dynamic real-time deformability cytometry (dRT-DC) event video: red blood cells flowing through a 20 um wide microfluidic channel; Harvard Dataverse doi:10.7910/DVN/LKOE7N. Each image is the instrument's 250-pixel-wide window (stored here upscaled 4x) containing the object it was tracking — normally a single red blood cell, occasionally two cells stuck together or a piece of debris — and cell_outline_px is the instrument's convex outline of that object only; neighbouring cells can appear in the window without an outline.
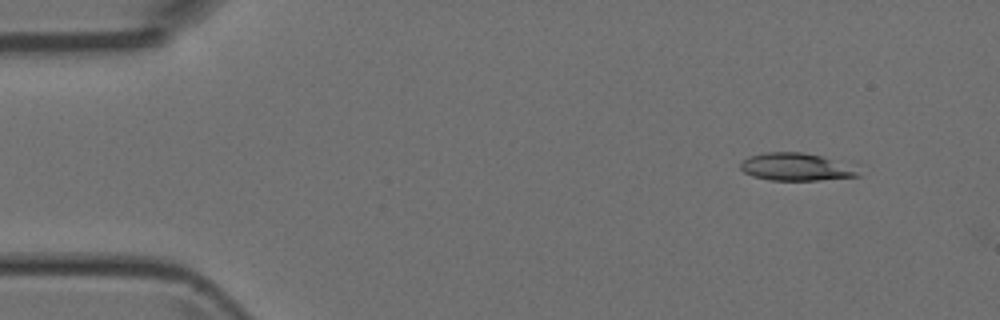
{"species": "Egyptian fruit bat (a non-hibernating species)", "species_latin": "Rousettus aegyptiacus", "temperature_condition": "room temperature", "stored_images_in_passage": 3, "camera_frame_rate_fps": 3000, "um_per_image_px": 0.085, "animal": {"sex": "female"}, "frame": {"image": 1, "passage_image": 1, "time_ms": 0.0, "image_size_px": [1000, 320], "cell_outline_px": [[860, 176], [820, 180], [768, 180], [752, 176], [744, 172], [740, 168], [740, 164], [748, 156], [764, 152], [800, 152], [820, 156], [832, 160], [856, 172]], "centroid_in_image_um": [67.48, 14.19], "position_along_channel_um": 17.5, "area_um2": 18.26}}